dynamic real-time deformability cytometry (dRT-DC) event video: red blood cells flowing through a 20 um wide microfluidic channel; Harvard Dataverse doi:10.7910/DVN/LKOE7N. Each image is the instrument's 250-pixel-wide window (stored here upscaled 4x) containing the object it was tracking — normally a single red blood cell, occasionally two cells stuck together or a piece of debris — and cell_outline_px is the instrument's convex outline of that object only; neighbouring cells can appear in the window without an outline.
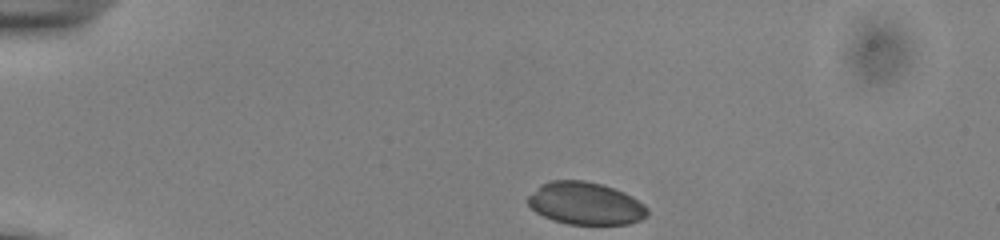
{"species": "common noctule bat (a hibernating species)", "species_latin": "Nyctalus noctula", "temperature_condition": "cold", "stored_images_in_passage": 5, "segment_of_instrument_passage": [1, 2], "camera_frame_rate_fps": 3000, "um_per_image_px": 0.085, "animal": {"sex": "male", "body_mass_g": 13.0, "forearm_length_mm": 53.1}, "frame": {"image": 1, "passage_image": 1, "time_ms": 0.0, "image_size_px": [1000, 240], "cell_outline_px": [[648, 216], [640, 220], [628, 224], [568, 224], [552, 220], [536, 212], [524, 200], [540, 184], [552, 180], [584, 180], [604, 184], [624, 192], [632, 196], [644, 204], [648, 208]], "centroid_in_image_um": [49.76, 17.28], "position_along_channel_um": 35.2, "area_um2": 29.88}}